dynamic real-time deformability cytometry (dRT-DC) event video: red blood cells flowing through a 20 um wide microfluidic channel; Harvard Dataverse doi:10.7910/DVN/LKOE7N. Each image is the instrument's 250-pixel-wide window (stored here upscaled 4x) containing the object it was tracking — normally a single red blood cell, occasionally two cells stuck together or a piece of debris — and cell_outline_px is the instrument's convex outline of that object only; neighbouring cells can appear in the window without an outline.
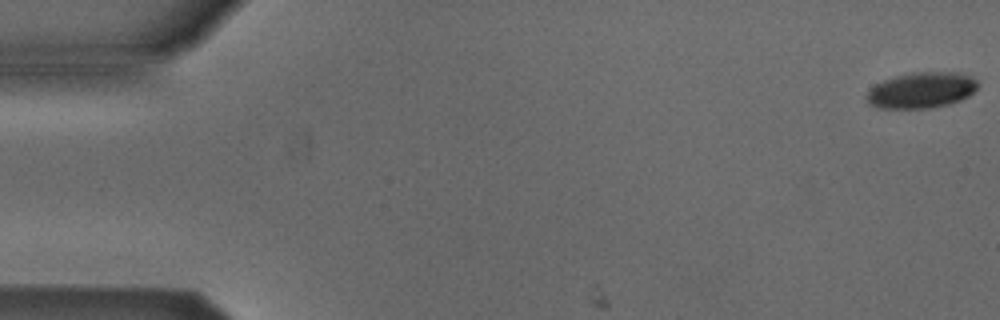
{"species": "Egyptian fruit bat (a non-hibernating species)", "species_latin": "Rousettus aegyptiacus", "temperature_condition": "cold", "stored_images_in_passage": 7, "camera_frame_rate_fps": 3000, "um_per_image_px": 0.085, "animal": {"sex": "male"}, "frame": {"image": 1, "passage_image": 1, "time_ms": 0.0, "image_size_px": [1000, 320], "cell_outline_px": [[980, 84], [968, 96], [960, 100], [948, 104], [932, 108], [876, 108], [868, 104], [868, 92], [876, 84], [884, 80], [896, 76], [912, 72], [956, 72], [972, 76]], "centroid_in_image_um": [78.34, 7.66], "position_along_channel_um": 6.7, "area_um2": 23.18}}